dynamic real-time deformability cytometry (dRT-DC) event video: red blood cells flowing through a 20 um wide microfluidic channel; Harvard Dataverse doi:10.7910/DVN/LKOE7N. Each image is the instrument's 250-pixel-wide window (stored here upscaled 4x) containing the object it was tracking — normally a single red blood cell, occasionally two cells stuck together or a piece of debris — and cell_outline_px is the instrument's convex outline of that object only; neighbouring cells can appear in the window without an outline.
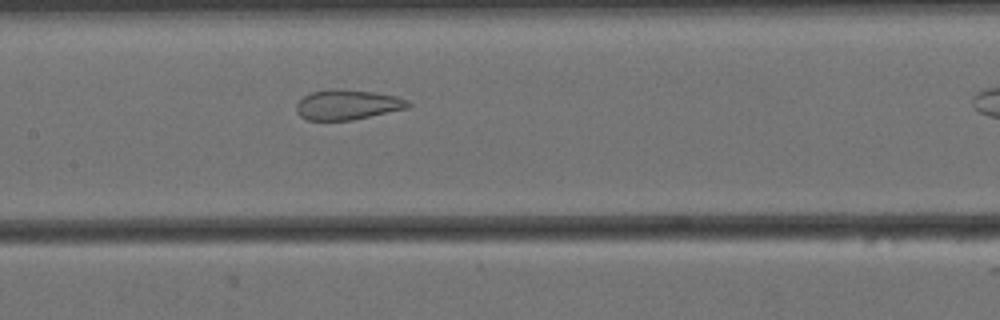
{"species": "Egyptian fruit bat (a non-hibernating species)", "species_latin": "Rousettus aegyptiacus", "temperature_condition": "cold", "stored_images_in_passage": 37, "camera_frame_rate_fps": 3000, "um_per_image_px": 0.085, "animal": {"sex": "female"}, "frame": {"image": 1, "passage_image": 18, "time_ms": 5.667, "image_size_px": [1000, 320], "cell_outline_px": [[412, 104], [408, 108], [352, 120], [308, 120], [300, 116], [296, 112], [296, 104], [304, 96], [312, 92], [328, 88], [336, 88], [372, 92], [396, 96], [408, 100]], "centroid_in_image_um": [29.52, 8.89], "position_along_channel_um": 177.9, "area_um2": 19.59}}
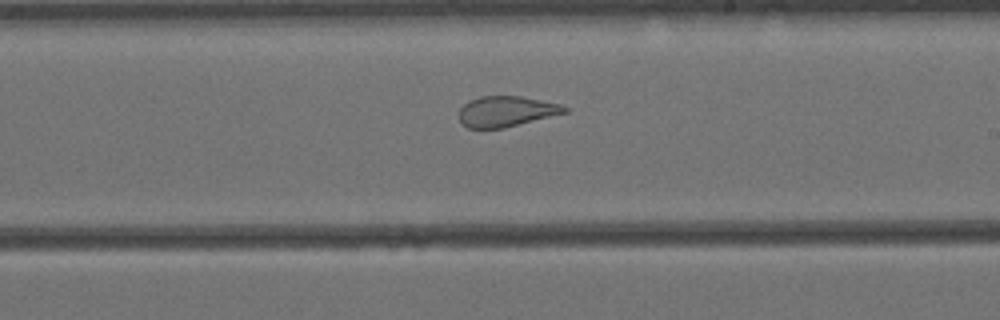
{"frame": {"image": 2, "passage_image": 24, "time_ms": 7.667, "image_size_px": [1000, 320], "cell_outline_px": [[568, 112], [504, 128], [468, 128], [460, 120], [460, 108], [464, 104], [480, 96], [520, 96], [560, 104], [568, 108]], "centroid_in_image_um": [43.05, 9.47], "position_along_channel_um": 246.0, "area_um2": 18.55}}
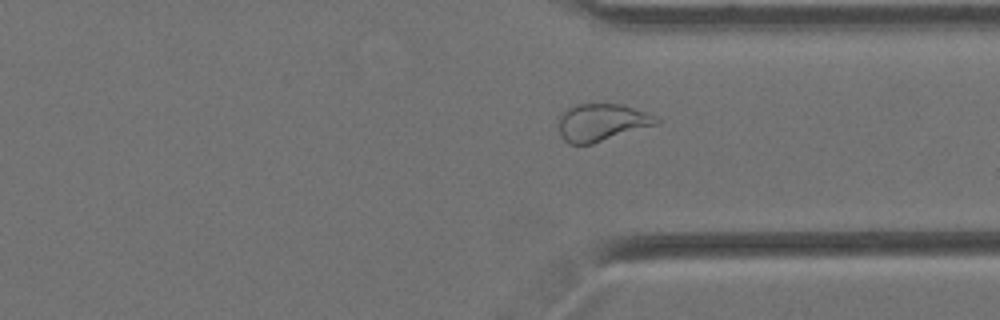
{"frame": {"image": 3, "passage_image": 34, "time_ms": 11.0, "image_size_px": [1000, 320], "cell_outline_px": [[660, 124], [592, 144], [568, 144], [560, 136], [560, 112], [564, 108], [576, 104], [624, 104], [656, 116], [660, 120]], "centroid_in_image_um": [51.16, 10.4], "position_along_channel_um": 360.2, "area_um2": 21.62}}